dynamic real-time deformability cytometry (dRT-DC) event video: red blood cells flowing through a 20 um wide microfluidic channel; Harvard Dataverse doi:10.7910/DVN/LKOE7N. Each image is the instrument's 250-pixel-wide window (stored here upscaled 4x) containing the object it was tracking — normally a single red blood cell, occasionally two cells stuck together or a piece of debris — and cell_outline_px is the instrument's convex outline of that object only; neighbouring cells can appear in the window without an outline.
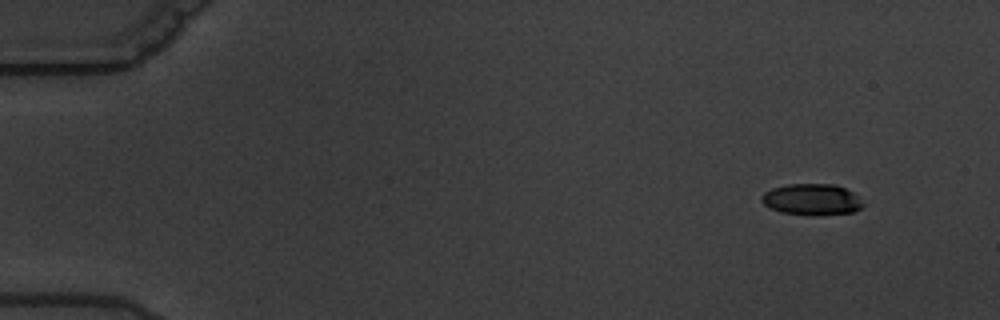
{"species": "common noctule bat (a hibernating species)", "species_latin": "Nyctalus noctula", "temperature_condition": "warm", "stored_images_in_passage": 4, "camera_frame_rate_fps": 3000, "um_per_image_px": 0.085, "animal": {"sex": "male", "body_mass_g": 19.5, "forearm_length_mm": 54.6}, "frame": {"image": 1, "passage_image": 1, "time_ms": 0.0, "image_size_px": [1000, 320], "cell_outline_px": [[864, 208], [852, 212], [816, 216], [812, 216], [780, 212], [764, 204], [760, 200], [760, 196], [764, 192], [772, 188], [788, 184], [836, 184], [852, 192], [864, 204]], "centroid_in_image_um": [69.0, 16.96], "position_along_channel_um": 16.0, "area_um2": 18.67}}